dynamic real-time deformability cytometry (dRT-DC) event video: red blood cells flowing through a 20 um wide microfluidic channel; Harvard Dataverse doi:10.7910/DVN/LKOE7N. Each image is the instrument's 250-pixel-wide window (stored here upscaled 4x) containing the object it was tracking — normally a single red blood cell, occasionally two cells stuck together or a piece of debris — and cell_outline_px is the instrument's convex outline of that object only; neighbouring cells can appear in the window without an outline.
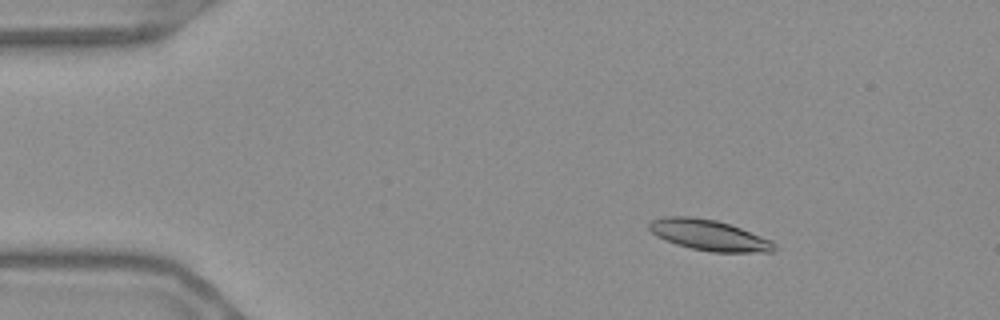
{"species": "Egyptian fruit bat (a non-hibernating species)", "species_latin": "Rousettus aegyptiacus", "temperature_condition": "warm", "stored_images_in_passage": 56, "camera_frame_rate_fps": 3000, "um_per_image_px": 0.085, "frame": {"image": 1, "passage_image": 9, "time_ms": 2.667, "image_size_px": [1000, 320], "cell_outline_px": [[776, 248], [772, 252], [712, 252], [692, 248], [676, 244], [664, 240], [656, 236], [648, 228], [648, 224], [652, 220], [664, 216], [688, 216], [716, 220], [740, 228], [772, 240], [776, 244]], "centroid_in_image_um": [60.25, 19.99], "position_along_channel_um": 24.7, "area_um2": 22.37}}
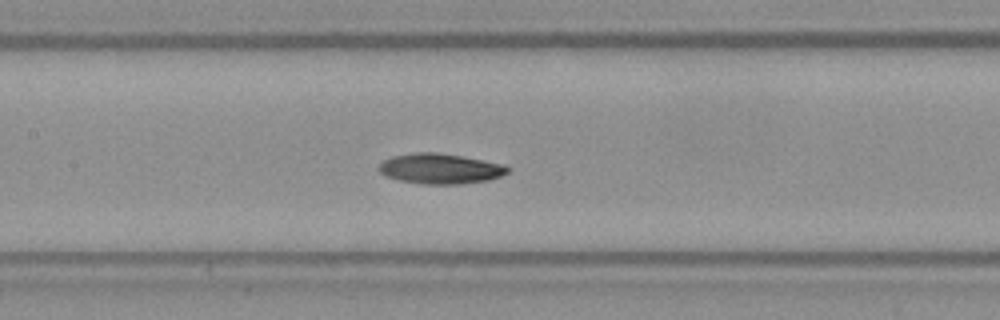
{"frame": {"image": 2, "passage_image": 27, "time_ms": 8.667, "image_size_px": [1000, 320], "cell_outline_px": [[512, 168], [508, 172], [500, 176], [488, 180], [460, 184], [424, 184], [400, 180], [384, 176], [376, 168], [384, 160], [392, 156], [416, 152], [436, 152], [464, 156], [504, 164]], "centroid_in_image_um": [37.42, 14.33], "position_along_channel_um": 170.0, "area_um2": 22.89}}
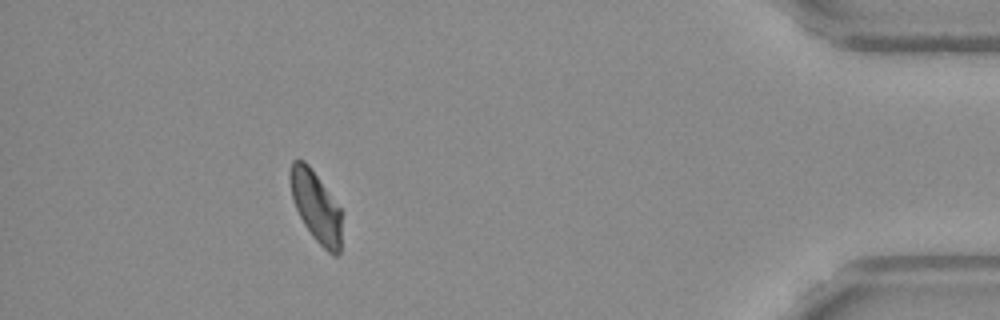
{"frame": {"image": 3, "passage_image": 51, "time_ms": 16.667, "image_size_px": [1000, 320], "cell_outline_px": [[344, 212], [340, 252], [336, 256], [332, 256], [312, 236], [304, 224], [292, 200], [288, 176], [292, 160], [304, 160], [308, 164]], "centroid_in_image_um": [26.89, 17.58], "position_along_channel_um": 408.3, "area_um2": 21.79}, "authors_computed_cell_mechanics": {"area_um2": 22.2819, "velocity_mm_per_s": 3.6606, "shape_relaxation_time_tau1_ms": 3.4733, "shape_relaxation_time_tau2_ms": null, "deformation_change_tau1": 0.1477, "deformation_change_tau2": null}}